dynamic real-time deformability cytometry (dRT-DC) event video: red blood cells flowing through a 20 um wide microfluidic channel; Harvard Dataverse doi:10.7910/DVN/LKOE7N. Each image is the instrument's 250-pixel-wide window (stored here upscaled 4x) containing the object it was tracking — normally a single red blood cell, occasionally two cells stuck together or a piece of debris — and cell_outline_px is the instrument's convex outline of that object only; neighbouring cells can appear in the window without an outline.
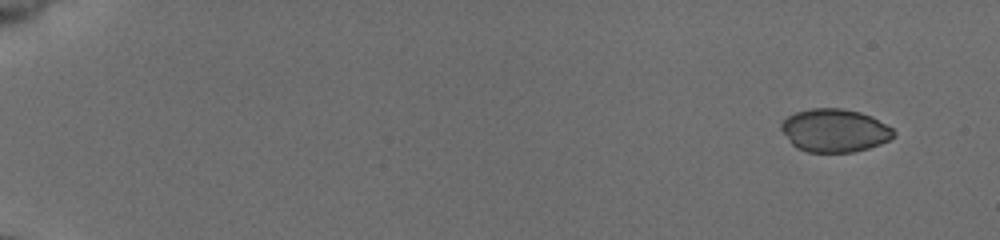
{"species": "common noctule bat (a hibernating species)", "species_latin": "Nyctalus noctula", "temperature_condition": "cold", "stored_images_in_passage": 51, "camera_frame_rate_fps": 3000, "um_per_image_px": 0.085, "animal": {"sex": "female", "body_mass_g": 19.5, "forearm_length_mm": 54.1}, "frame": {"image": 1, "passage_image": 1, "time_ms": 0.0, "image_size_px": [1000, 240], "cell_outline_px": [[896, 132], [888, 140], [880, 144], [868, 148], [852, 152], [808, 152], [796, 148], [792, 144], [780, 128], [780, 124], [788, 116], [796, 112], [812, 108], [840, 108], [860, 112], [872, 116], [892, 128]], "centroid_in_image_um": [70.93, 11.09], "position_along_channel_um": 14.1, "area_um2": 28.15}}
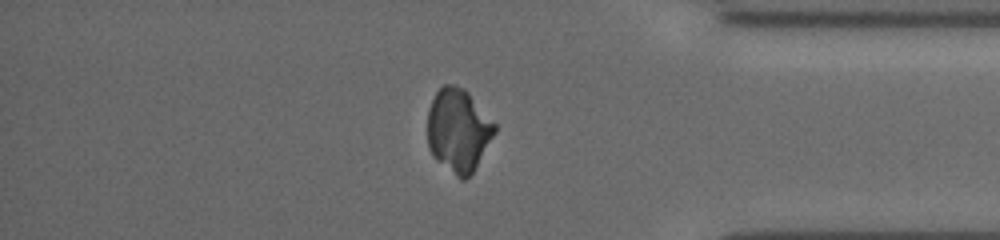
{"frame": {"image": 2, "passage_image": 44, "time_ms": 14.333, "image_size_px": [1000, 240], "cell_outline_px": [[496, 132], [472, 172], [464, 180], [460, 180], [436, 160], [432, 156], [428, 148], [428, 108], [436, 92], [444, 84], [456, 84], [464, 88], [468, 92], [496, 124]], "centroid_in_image_um": [38.94, 11.06], "position_along_channel_um": 396.3, "area_um2": 32.6}}
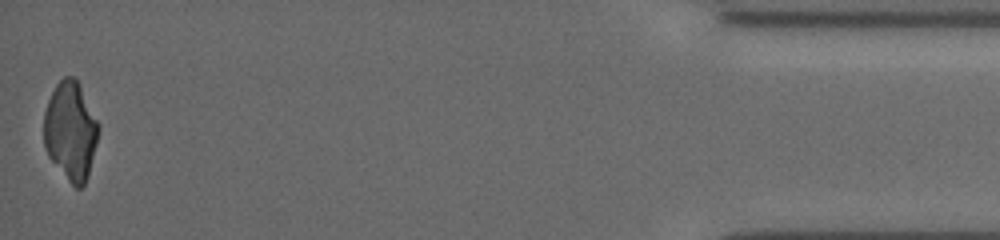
{"frame": {"image": 3, "passage_image": 51, "time_ms": 16.667, "image_size_px": [1000, 240], "cell_outline_px": [[100, 128], [88, 176], [84, 184], [80, 188], [76, 188], [68, 180], [48, 156], [44, 148], [44, 112], [48, 100], [56, 84], [64, 76], [72, 76], [80, 84], [100, 124]], "centroid_in_image_um": [6.01, 11.11], "position_along_channel_um": 429.2, "area_um2": 31.44}}